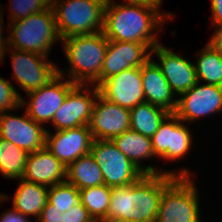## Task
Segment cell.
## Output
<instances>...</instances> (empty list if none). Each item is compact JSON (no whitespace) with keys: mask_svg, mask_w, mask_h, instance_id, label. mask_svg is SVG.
I'll return each instance as SVG.
<instances>
[{"mask_svg":"<svg viewBox=\"0 0 222 222\" xmlns=\"http://www.w3.org/2000/svg\"><path fill=\"white\" fill-rule=\"evenodd\" d=\"M67 168L46 148L28 154L23 180L51 187L66 181Z\"/></svg>","mask_w":222,"mask_h":222,"instance_id":"ffe728a7","label":"cell"},{"mask_svg":"<svg viewBox=\"0 0 222 222\" xmlns=\"http://www.w3.org/2000/svg\"><path fill=\"white\" fill-rule=\"evenodd\" d=\"M62 216V222H94L82 203L73 206L70 210L64 212Z\"/></svg>","mask_w":222,"mask_h":222,"instance_id":"4dcf8cb0","label":"cell"},{"mask_svg":"<svg viewBox=\"0 0 222 222\" xmlns=\"http://www.w3.org/2000/svg\"><path fill=\"white\" fill-rule=\"evenodd\" d=\"M81 201L94 222H103L108 214L112 187L106 184L79 190Z\"/></svg>","mask_w":222,"mask_h":222,"instance_id":"484cf974","label":"cell"},{"mask_svg":"<svg viewBox=\"0 0 222 222\" xmlns=\"http://www.w3.org/2000/svg\"><path fill=\"white\" fill-rule=\"evenodd\" d=\"M46 132L45 127L30 118L26 111L23 117L6 112L0 114V137L28 154L45 148Z\"/></svg>","mask_w":222,"mask_h":222,"instance_id":"9a60e30c","label":"cell"},{"mask_svg":"<svg viewBox=\"0 0 222 222\" xmlns=\"http://www.w3.org/2000/svg\"><path fill=\"white\" fill-rule=\"evenodd\" d=\"M113 1V0H111ZM127 3L147 4L150 6L160 7L162 0H126Z\"/></svg>","mask_w":222,"mask_h":222,"instance_id":"8d00e7d4","label":"cell"},{"mask_svg":"<svg viewBox=\"0 0 222 222\" xmlns=\"http://www.w3.org/2000/svg\"><path fill=\"white\" fill-rule=\"evenodd\" d=\"M88 86L77 84L67 94L61 107L54 113L52 118L51 123L56 131L88 126L94 103L100 94L98 87L92 85L91 91Z\"/></svg>","mask_w":222,"mask_h":222,"instance_id":"30bf717a","label":"cell"},{"mask_svg":"<svg viewBox=\"0 0 222 222\" xmlns=\"http://www.w3.org/2000/svg\"><path fill=\"white\" fill-rule=\"evenodd\" d=\"M66 181L78 190L104 184L102 171L91 153L79 157L67 167Z\"/></svg>","mask_w":222,"mask_h":222,"instance_id":"603a6c76","label":"cell"},{"mask_svg":"<svg viewBox=\"0 0 222 222\" xmlns=\"http://www.w3.org/2000/svg\"><path fill=\"white\" fill-rule=\"evenodd\" d=\"M48 202L62 214L82 203L79 190L67 181L49 187Z\"/></svg>","mask_w":222,"mask_h":222,"instance_id":"83f0119b","label":"cell"},{"mask_svg":"<svg viewBox=\"0 0 222 222\" xmlns=\"http://www.w3.org/2000/svg\"><path fill=\"white\" fill-rule=\"evenodd\" d=\"M62 218V211L55 209V207L47 201L37 220L39 222H62Z\"/></svg>","mask_w":222,"mask_h":222,"instance_id":"1f68e13d","label":"cell"},{"mask_svg":"<svg viewBox=\"0 0 222 222\" xmlns=\"http://www.w3.org/2000/svg\"><path fill=\"white\" fill-rule=\"evenodd\" d=\"M172 17L169 13H160L159 7L107 0L103 33L108 40L144 43L152 50L160 44L154 30Z\"/></svg>","mask_w":222,"mask_h":222,"instance_id":"7a4b0ae2","label":"cell"},{"mask_svg":"<svg viewBox=\"0 0 222 222\" xmlns=\"http://www.w3.org/2000/svg\"><path fill=\"white\" fill-rule=\"evenodd\" d=\"M196 188L190 177H176L163 190L156 222H200Z\"/></svg>","mask_w":222,"mask_h":222,"instance_id":"8992f818","label":"cell"},{"mask_svg":"<svg viewBox=\"0 0 222 222\" xmlns=\"http://www.w3.org/2000/svg\"><path fill=\"white\" fill-rule=\"evenodd\" d=\"M5 199H8V196L0 193V203H1L2 201H5ZM0 205H1V204H0Z\"/></svg>","mask_w":222,"mask_h":222,"instance_id":"74e56055","label":"cell"},{"mask_svg":"<svg viewBox=\"0 0 222 222\" xmlns=\"http://www.w3.org/2000/svg\"><path fill=\"white\" fill-rule=\"evenodd\" d=\"M177 99L175 115L190 123L222 111V87L197 82Z\"/></svg>","mask_w":222,"mask_h":222,"instance_id":"7c38bea8","label":"cell"},{"mask_svg":"<svg viewBox=\"0 0 222 222\" xmlns=\"http://www.w3.org/2000/svg\"><path fill=\"white\" fill-rule=\"evenodd\" d=\"M169 114L147 102L138 104L130 110V129L151 138Z\"/></svg>","mask_w":222,"mask_h":222,"instance_id":"cb8c5ba5","label":"cell"},{"mask_svg":"<svg viewBox=\"0 0 222 222\" xmlns=\"http://www.w3.org/2000/svg\"><path fill=\"white\" fill-rule=\"evenodd\" d=\"M12 51L13 77L25 93L38 90L58 74L56 64L49 62L47 56L10 48Z\"/></svg>","mask_w":222,"mask_h":222,"instance_id":"9c48e42d","label":"cell"},{"mask_svg":"<svg viewBox=\"0 0 222 222\" xmlns=\"http://www.w3.org/2000/svg\"><path fill=\"white\" fill-rule=\"evenodd\" d=\"M181 122L174 113H170L160 124L151 137L155 157L174 161L188 153L193 139L187 126Z\"/></svg>","mask_w":222,"mask_h":222,"instance_id":"8fae6325","label":"cell"},{"mask_svg":"<svg viewBox=\"0 0 222 222\" xmlns=\"http://www.w3.org/2000/svg\"><path fill=\"white\" fill-rule=\"evenodd\" d=\"M149 50L144 43L109 40L101 69V83L123 70L142 67L151 57Z\"/></svg>","mask_w":222,"mask_h":222,"instance_id":"e0dca14e","label":"cell"},{"mask_svg":"<svg viewBox=\"0 0 222 222\" xmlns=\"http://www.w3.org/2000/svg\"><path fill=\"white\" fill-rule=\"evenodd\" d=\"M141 77L145 102L161 107L169 113H175L177 99L165 79L160 67L151 57L141 67ZM175 99V100H173Z\"/></svg>","mask_w":222,"mask_h":222,"instance_id":"44dd1931","label":"cell"},{"mask_svg":"<svg viewBox=\"0 0 222 222\" xmlns=\"http://www.w3.org/2000/svg\"><path fill=\"white\" fill-rule=\"evenodd\" d=\"M1 9V8H0ZM2 11H0V61L3 60L5 51H6V39L7 37H3L2 35V29H3V16H2Z\"/></svg>","mask_w":222,"mask_h":222,"instance_id":"d590c367","label":"cell"},{"mask_svg":"<svg viewBox=\"0 0 222 222\" xmlns=\"http://www.w3.org/2000/svg\"><path fill=\"white\" fill-rule=\"evenodd\" d=\"M107 0H52L56 28L62 39L103 31Z\"/></svg>","mask_w":222,"mask_h":222,"instance_id":"277c9868","label":"cell"},{"mask_svg":"<svg viewBox=\"0 0 222 222\" xmlns=\"http://www.w3.org/2000/svg\"><path fill=\"white\" fill-rule=\"evenodd\" d=\"M0 222H30L28 216L22 215L14 208L5 211L0 217Z\"/></svg>","mask_w":222,"mask_h":222,"instance_id":"d6a6232c","label":"cell"},{"mask_svg":"<svg viewBox=\"0 0 222 222\" xmlns=\"http://www.w3.org/2000/svg\"><path fill=\"white\" fill-rule=\"evenodd\" d=\"M90 153L100 167L104 184L107 186L129 185L144 175V173L116 147L112 140H93Z\"/></svg>","mask_w":222,"mask_h":222,"instance_id":"52a82bcc","label":"cell"},{"mask_svg":"<svg viewBox=\"0 0 222 222\" xmlns=\"http://www.w3.org/2000/svg\"><path fill=\"white\" fill-rule=\"evenodd\" d=\"M217 29L214 31L209 43L215 50L222 54V23L214 25Z\"/></svg>","mask_w":222,"mask_h":222,"instance_id":"e575fe53","label":"cell"},{"mask_svg":"<svg viewBox=\"0 0 222 222\" xmlns=\"http://www.w3.org/2000/svg\"><path fill=\"white\" fill-rule=\"evenodd\" d=\"M175 178L167 173L144 174L132 184L112 187L103 222H156L163 190Z\"/></svg>","mask_w":222,"mask_h":222,"instance_id":"6da1fadb","label":"cell"},{"mask_svg":"<svg viewBox=\"0 0 222 222\" xmlns=\"http://www.w3.org/2000/svg\"><path fill=\"white\" fill-rule=\"evenodd\" d=\"M212 24L218 25L222 23V0H211Z\"/></svg>","mask_w":222,"mask_h":222,"instance_id":"836d02e7","label":"cell"},{"mask_svg":"<svg viewBox=\"0 0 222 222\" xmlns=\"http://www.w3.org/2000/svg\"><path fill=\"white\" fill-rule=\"evenodd\" d=\"M63 72L58 69V74L46 85L28 93L29 103L21 98V106L27 107V115L41 125L52 122L54 113L61 107L67 94L77 85L70 78L64 82Z\"/></svg>","mask_w":222,"mask_h":222,"instance_id":"ba28073f","label":"cell"},{"mask_svg":"<svg viewBox=\"0 0 222 222\" xmlns=\"http://www.w3.org/2000/svg\"><path fill=\"white\" fill-rule=\"evenodd\" d=\"M20 180L21 183L14 194L12 208L24 216L34 215L38 219L48 201L49 187Z\"/></svg>","mask_w":222,"mask_h":222,"instance_id":"7402d4cb","label":"cell"},{"mask_svg":"<svg viewBox=\"0 0 222 222\" xmlns=\"http://www.w3.org/2000/svg\"><path fill=\"white\" fill-rule=\"evenodd\" d=\"M71 66L70 80L75 84H101V69L109 40L103 31L94 34L72 35L61 40ZM91 83V84H90Z\"/></svg>","mask_w":222,"mask_h":222,"instance_id":"3957f363","label":"cell"},{"mask_svg":"<svg viewBox=\"0 0 222 222\" xmlns=\"http://www.w3.org/2000/svg\"><path fill=\"white\" fill-rule=\"evenodd\" d=\"M21 98L12 84L0 76V114L22 107Z\"/></svg>","mask_w":222,"mask_h":222,"instance_id":"f546056e","label":"cell"},{"mask_svg":"<svg viewBox=\"0 0 222 222\" xmlns=\"http://www.w3.org/2000/svg\"><path fill=\"white\" fill-rule=\"evenodd\" d=\"M28 153L0 137V173L10 179H22Z\"/></svg>","mask_w":222,"mask_h":222,"instance_id":"4316f807","label":"cell"},{"mask_svg":"<svg viewBox=\"0 0 222 222\" xmlns=\"http://www.w3.org/2000/svg\"><path fill=\"white\" fill-rule=\"evenodd\" d=\"M195 71L198 82L222 87V54L215 50L210 44L199 52Z\"/></svg>","mask_w":222,"mask_h":222,"instance_id":"d4e9b609","label":"cell"},{"mask_svg":"<svg viewBox=\"0 0 222 222\" xmlns=\"http://www.w3.org/2000/svg\"><path fill=\"white\" fill-rule=\"evenodd\" d=\"M98 89L105 99L129 110L145 102L141 67H133L112 75L103 81Z\"/></svg>","mask_w":222,"mask_h":222,"instance_id":"4fadbf2b","label":"cell"},{"mask_svg":"<svg viewBox=\"0 0 222 222\" xmlns=\"http://www.w3.org/2000/svg\"><path fill=\"white\" fill-rule=\"evenodd\" d=\"M93 138L88 126L46 132L45 148L66 168L79 157L90 153Z\"/></svg>","mask_w":222,"mask_h":222,"instance_id":"2e32d148","label":"cell"},{"mask_svg":"<svg viewBox=\"0 0 222 222\" xmlns=\"http://www.w3.org/2000/svg\"><path fill=\"white\" fill-rule=\"evenodd\" d=\"M112 141L116 147L144 174L167 173L175 177H191L189 175L190 172L185 168L178 173L168 170L166 172L164 170L159 171L157 167L154 168L152 165L143 168L140 164L141 159H148L155 156L150 137L129 129L113 138Z\"/></svg>","mask_w":222,"mask_h":222,"instance_id":"d6986e66","label":"cell"},{"mask_svg":"<svg viewBox=\"0 0 222 222\" xmlns=\"http://www.w3.org/2000/svg\"><path fill=\"white\" fill-rule=\"evenodd\" d=\"M10 22H15L31 14L47 10L51 7L52 0H10Z\"/></svg>","mask_w":222,"mask_h":222,"instance_id":"f1b7e54d","label":"cell"},{"mask_svg":"<svg viewBox=\"0 0 222 222\" xmlns=\"http://www.w3.org/2000/svg\"><path fill=\"white\" fill-rule=\"evenodd\" d=\"M150 52L158 57L160 64L156 63L174 94L180 96L198 82L194 63L161 44L156 45Z\"/></svg>","mask_w":222,"mask_h":222,"instance_id":"ac0fdd59","label":"cell"},{"mask_svg":"<svg viewBox=\"0 0 222 222\" xmlns=\"http://www.w3.org/2000/svg\"><path fill=\"white\" fill-rule=\"evenodd\" d=\"M11 26V27H10ZM6 46L48 56L55 41H60L52 7L9 24Z\"/></svg>","mask_w":222,"mask_h":222,"instance_id":"5b68a950","label":"cell"},{"mask_svg":"<svg viewBox=\"0 0 222 222\" xmlns=\"http://www.w3.org/2000/svg\"><path fill=\"white\" fill-rule=\"evenodd\" d=\"M88 128L93 140H112L130 129V110L108 101L99 94Z\"/></svg>","mask_w":222,"mask_h":222,"instance_id":"5bb4252c","label":"cell"}]
</instances>
